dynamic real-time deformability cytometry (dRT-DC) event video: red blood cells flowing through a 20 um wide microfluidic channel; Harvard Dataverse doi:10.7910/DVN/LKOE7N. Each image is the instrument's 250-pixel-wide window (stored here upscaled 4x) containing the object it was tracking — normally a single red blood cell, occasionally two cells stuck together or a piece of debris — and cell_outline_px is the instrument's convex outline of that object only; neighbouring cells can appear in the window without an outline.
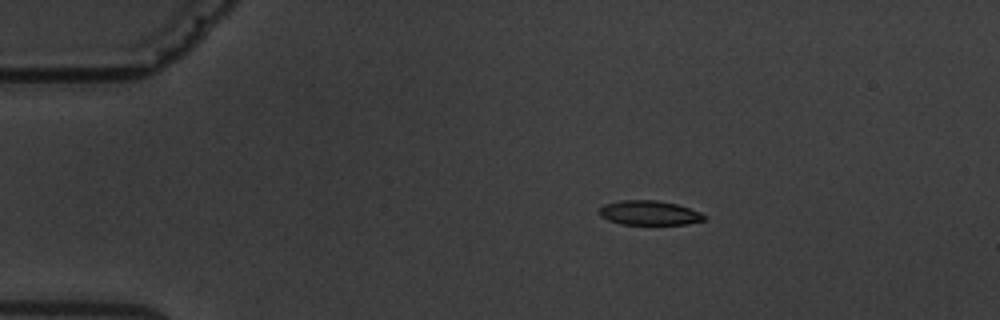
{"species": "common noctule bat (a hibernating species)", "species_latin": "Nyctalus noctula", "temperature_condition": "warm", "stored_images_in_passage": 4, "camera_frame_rate_fps": 3000, "um_per_image_px": 0.085, "animal": {"sex": "male", "body_mass_g": 19.5, "forearm_length_mm": 54.6}, "frame": {"image": 1, "passage_image": 2, "time_ms": 1.333, "image_size_px": [1000, 320], "cell_outline_px": [[708, 220], [688, 224], [620, 224], [608, 220], [600, 216], [596, 212], [604, 204], [620, 200], [656, 200], [676, 204], [700, 212], [708, 216]], "centroid_in_image_um": [55.19, 18.1], "position_along_channel_um": 29.8, "area_um2": 15.14}}